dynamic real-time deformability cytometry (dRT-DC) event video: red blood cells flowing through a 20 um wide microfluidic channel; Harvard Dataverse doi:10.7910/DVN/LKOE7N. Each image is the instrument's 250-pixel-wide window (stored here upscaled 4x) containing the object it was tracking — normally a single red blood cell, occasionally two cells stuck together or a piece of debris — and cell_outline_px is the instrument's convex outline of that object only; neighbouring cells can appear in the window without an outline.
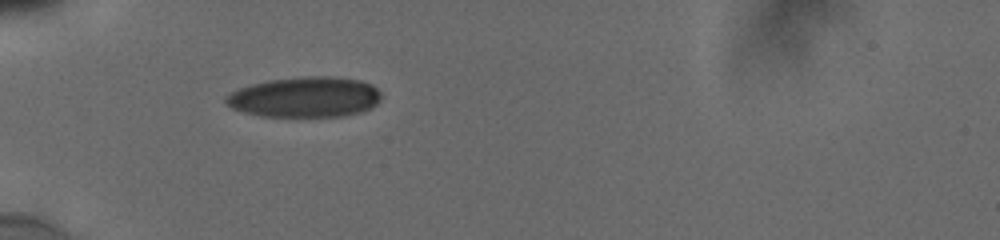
{"species": "human", "species_latin": "Homo sapiens", "temperature_condition": "cold", "stored_images_in_passage": 29, "camera_frame_rate_fps": 3000, "um_per_image_px": 0.085, "donor": {"sex": "male"}, "frame": {"image": 1, "passage_image": 1, "time_ms": 0.0, "image_size_px": [1000, 240], "cell_outline_px": [[380, 100], [372, 108], [360, 112], [344, 116], [260, 116], [244, 112], [232, 108], [224, 100], [224, 96], [240, 88], [252, 84], [268, 80], [300, 76], [336, 76], [360, 80], [372, 84], [380, 92]], "centroid_in_image_um": [25.94, 8.24], "position_along_channel_um": 59.1, "area_um2": 36.76}}
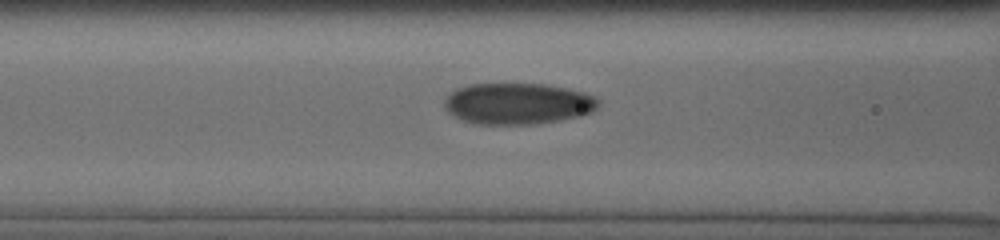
{"frame": {"image": 2, "passage_image": 15, "time_ms": 2.0, "image_size_px": [1000, 240], "cell_outline_px": [[600, 100], [596, 108], [592, 112], [580, 116], [560, 120], [532, 124], [472, 124], [448, 112], [444, 108], [444, 100], [456, 88], [468, 84], [544, 84], [584, 92]], "centroid_in_image_um": [43.99, 8.81], "position_along_channel_um": 122.6, "area_um2": 36.93}}
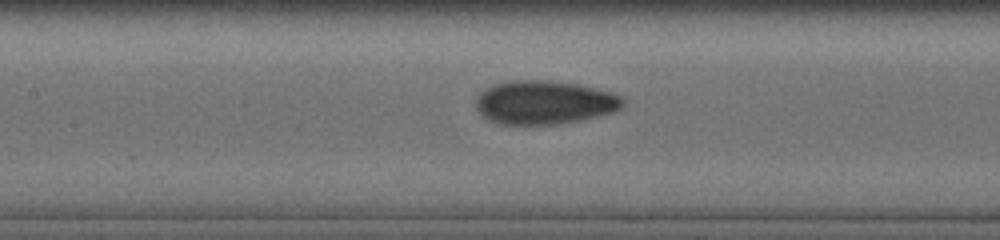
{"frame": {"image": 3, "passage_image": 23, "time_ms": 3.0, "image_size_px": [1000, 240], "cell_outline_px": [[624, 104], [620, 108], [612, 112], [580, 120], [556, 124], [496, 124], [480, 116], [476, 108], [476, 96], [484, 88], [492, 84], [512, 80], [548, 80], [576, 84], [596, 88], [612, 92], [624, 96]], "centroid_in_image_um": [46.22, 8.7], "position_along_channel_um": 161.2, "area_um2": 37.74}}